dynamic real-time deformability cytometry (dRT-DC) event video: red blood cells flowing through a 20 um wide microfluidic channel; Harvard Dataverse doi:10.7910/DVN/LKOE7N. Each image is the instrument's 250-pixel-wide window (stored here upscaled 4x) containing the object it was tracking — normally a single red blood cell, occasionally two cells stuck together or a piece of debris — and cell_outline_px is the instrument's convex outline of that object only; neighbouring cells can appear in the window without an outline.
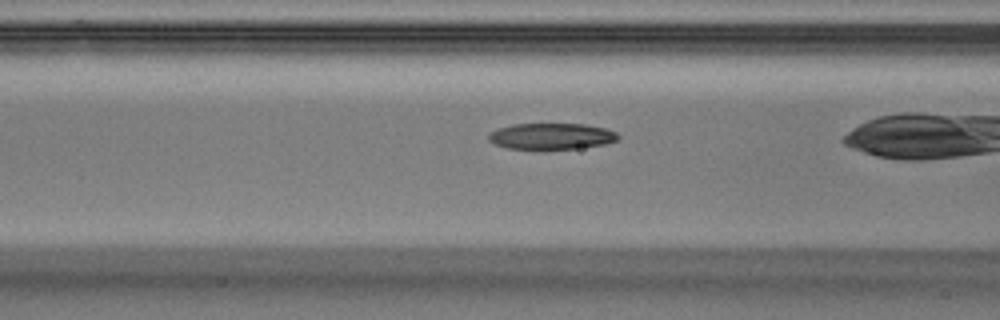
{"species": "Egyptian fruit bat (a non-hibernating species)", "species_latin": "Rousettus aegyptiacus", "temperature_condition": "warm", "stored_images_in_passage": 36, "camera_frame_rate_fps": 3000, "um_per_image_px": 0.085, "animal": {"sex": "male"}, "frame": {"image": 1, "passage_image": 17, "time_ms": 5.333, "image_size_px": [1000, 320], "cell_outline_px": [[620, 136], [616, 140], [604, 144], [576, 148], [544, 152], [508, 148], [496, 144], [488, 140], [488, 132], [496, 128], [512, 124], [584, 124], [608, 128], [616, 132]], "centroid_in_image_um": [46.82, 11.61], "position_along_channel_um": 119.8, "area_um2": 20.58}}
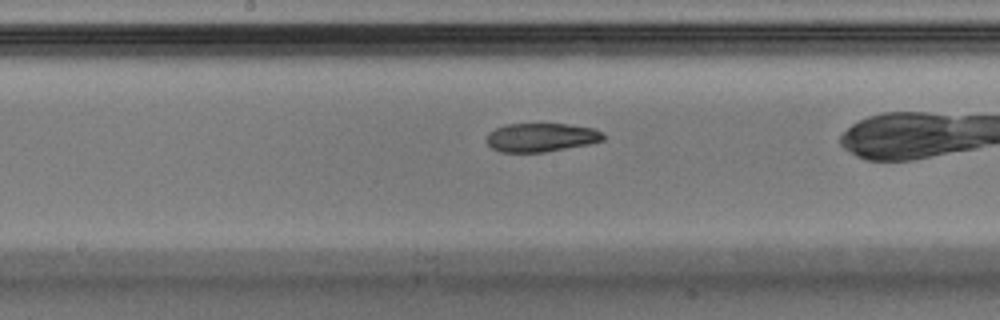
{"frame": {"image": 2, "passage_image": 23, "time_ms": 7.333, "image_size_px": [1000, 320], "cell_outline_px": [[604, 140], [588, 144], [544, 152], [500, 152], [492, 148], [484, 140], [484, 136], [488, 132], [504, 124], [568, 124], [592, 128], [604, 132]], "centroid_in_image_um": [45.94, 11.67], "position_along_channel_um": 202.3, "area_um2": 19.65}}
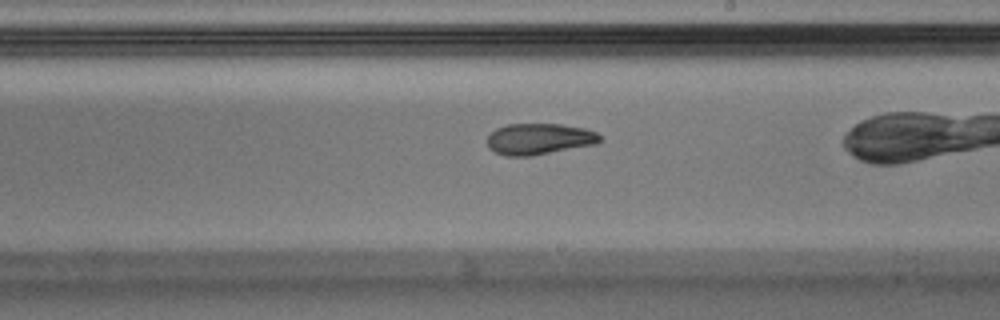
{"frame": {"image": 3, "passage_image": 26, "time_ms": 8.333, "image_size_px": [1000, 320], "cell_outline_px": [[600, 140], [596, 144], [532, 156], [504, 156], [488, 148], [488, 136], [496, 128], [508, 124], [560, 124], [584, 128], [596, 132], [600, 136]], "centroid_in_image_um": [45.81, 11.82], "position_along_channel_um": 243.2, "area_um2": 20.46}}